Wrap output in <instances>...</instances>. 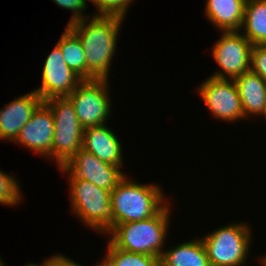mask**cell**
Listing matches in <instances>:
<instances>
[{"label": "cell", "instance_id": "22", "mask_svg": "<svg viewBox=\"0 0 266 266\" xmlns=\"http://www.w3.org/2000/svg\"><path fill=\"white\" fill-rule=\"evenodd\" d=\"M93 3L96 11L93 16L118 17L127 19L126 14L129 7L131 8L135 0H87ZM131 5V6H130Z\"/></svg>", "mask_w": 266, "mask_h": 266}, {"label": "cell", "instance_id": "6", "mask_svg": "<svg viewBox=\"0 0 266 266\" xmlns=\"http://www.w3.org/2000/svg\"><path fill=\"white\" fill-rule=\"evenodd\" d=\"M44 103L50 108L54 120L52 162L63 166L82 148L83 127L68 97L50 98Z\"/></svg>", "mask_w": 266, "mask_h": 266}, {"label": "cell", "instance_id": "27", "mask_svg": "<svg viewBox=\"0 0 266 266\" xmlns=\"http://www.w3.org/2000/svg\"><path fill=\"white\" fill-rule=\"evenodd\" d=\"M258 260H259V265L261 264L262 266H266V258L263 256V255H261V256H258Z\"/></svg>", "mask_w": 266, "mask_h": 266}, {"label": "cell", "instance_id": "30", "mask_svg": "<svg viewBox=\"0 0 266 266\" xmlns=\"http://www.w3.org/2000/svg\"><path fill=\"white\" fill-rule=\"evenodd\" d=\"M45 266H48L47 258H45Z\"/></svg>", "mask_w": 266, "mask_h": 266}, {"label": "cell", "instance_id": "8", "mask_svg": "<svg viewBox=\"0 0 266 266\" xmlns=\"http://www.w3.org/2000/svg\"><path fill=\"white\" fill-rule=\"evenodd\" d=\"M196 89L198 96L214 119L230 124L246 120L234 79L208 76Z\"/></svg>", "mask_w": 266, "mask_h": 266}, {"label": "cell", "instance_id": "2", "mask_svg": "<svg viewBox=\"0 0 266 266\" xmlns=\"http://www.w3.org/2000/svg\"><path fill=\"white\" fill-rule=\"evenodd\" d=\"M164 193L159 183H138L126 174L110 192L113 228L155 216L169 202Z\"/></svg>", "mask_w": 266, "mask_h": 266}, {"label": "cell", "instance_id": "12", "mask_svg": "<svg viewBox=\"0 0 266 266\" xmlns=\"http://www.w3.org/2000/svg\"><path fill=\"white\" fill-rule=\"evenodd\" d=\"M54 120L50 108L42 102L32 113L30 120L21 128L17 138L12 143L30 149L46 160L52 161V141Z\"/></svg>", "mask_w": 266, "mask_h": 266}, {"label": "cell", "instance_id": "23", "mask_svg": "<svg viewBox=\"0 0 266 266\" xmlns=\"http://www.w3.org/2000/svg\"><path fill=\"white\" fill-rule=\"evenodd\" d=\"M54 4L63 9L70 10L72 12L70 20L67 21V25L73 22L82 20L84 18L93 16V14H86L88 8L87 0H52Z\"/></svg>", "mask_w": 266, "mask_h": 266}, {"label": "cell", "instance_id": "4", "mask_svg": "<svg viewBox=\"0 0 266 266\" xmlns=\"http://www.w3.org/2000/svg\"><path fill=\"white\" fill-rule=\"evenodd\" d=\"M71 213L86 226L106 236L113 229L110 191L80 178H67Z\"/></svg>", "mask_w": 266, "mask_h": 266}, {"label": "cell", "instance_id": "25", "mask_svg": "<svg viewBox=\"0 0 266 266\" xmlns=\"http://www.w3.org/2000/svg\"><path fill=\"white\" fill-rule=\"evenodd\" d=\"M48 266H84L77 262V260H73L65 254H60L59 252L54 253L52 256L47 258ZM94 266H99V263L96 262Z\"/></svg>", "mask_w": 266, "mask_h": 266}, {"label": "cell", "instance_id": "9", "mask_svg": "<svg viewBox=\"0 0 266 266\" xmlns=\"http://www.w3.org/2000/svg\"><path fill=\"white\" fill-rule=\"evenodd\" d=\"M221 36L212 46L211 56L219 70L211 77L235 79L250 70L251 49L253 45L240 31H219ZM229 77V78H228Z\"/></svg>", "mask_w": 266, "mask_h": 266}, {"label": "cell", "instance_id": "21", "mask_svg": "<svg viewBox=\"0 0 266 266\" xmlns=\"http://www.w3.org/2000/svg\"><path fill=\"white\" fill-rule=\"evenodd\" d=\"M23 197L22 188L14 171L10 174L0 169V205L17 206Z\"/></svg>", "mask_w": 266, "mask_h": 266}, {"label": "cell", "instance_id": "13", "mask_svg": "<svg viewBox=\"0 0 266 266\" xmlns=\"http://www.w3.org/2000/svg\"><path fill=\"white\" fill-rule=\"evenodd\" d=\"M42 102L41 97L34 90H31L6 103L0 109V141L12 143Z\"/></svg>", "mask_w": 266, "mask_h": 266}, {"label": "cell", "instance_id": "29", "mask_svg": "<svg viewBox=\"0 0 266 266\" xmlns=\"http://www.w3.org/2000/svg\"><path fill=\"white\" fill-rule=\"evenodd\" d=\"M1 257V256H0ZM6 263H4V261L2 260V257L0 258V266H6Z\"/></svg>", "mask_w": 266, "mask_h": 266}, {"label": "cell", "instance_id": "3", "mask_svg": "<svg viewBox=\"0 0 266 266\" xmlns=\"http://www.w3.org/2000/svg\"><path fill=\"white\" fill-rule=\"evenodd\" d=\"M170 201L155 215L145 220L116 225L106 236L118 249L161 257L171 221Z\"/></svg>", "mask_w": 266, "mask_h": 266}, {"label": "cell", "instance_id": "26", "mask_svg": "<svg viewBox=\"0 0 266 266\" xmlns=\"http://www.w3.org/2000/svg\"><path fill=\"white\" fill-rule=\"evenodd\" d=\"M42 263L40 262L39 264L33 262V263H26L24 266H45V259H43Z\"/></svg>", "mask_w": 266, "mask_h": 266}, {"label": "cell", "instance_id": "11", "mask_svg": "<svg viewBox=\"0 0 266 266\" xmlns=\"http://www.w3.org/2000/svg\"><path fill=\"white\" fill-rule=\"evenodd\" d=\"M42 67V83L34 91L43 102L54 97H67L83 81L67 66L57 44L44 59Z\"/></svg>", "mask_w": 266, "mask_h": 266}, {"label": "cell", "instance_id": "28", "mask_svg": "<svg viewBox=\"0 0 266 266\" xmlns=\"http://www.w3.org/2000/svg\"><path fill=\"white\" fill-rule=\"evenodd\" d=\"M260 117H262V119L264 118L263 120H265L266 122V107H265L263 114Z\"/></svg>", "mask_w": 266, "mask_h": 266}, {"label": "cell", "instance_id": "17", "mask_svg": "<svg viewBox=\"0 0 266 266\" xmlns=\"http://www.w3.org/2000/svg\"><path fill=\"white\" fill-rule=\"evenodd\" d=\"M180 243L164 249L160 257L161 266H210L200 236Z\"/></svg>", "mask_w": 266, "mask_h": 266}, {"label": "cell", "instance_id": "24", "mask_svg": "<svg viewBox=\"0 0 266 266\" xmlns=\"http://www.w3.org/2000/svg\"><path fill=\"white\" fill-rule=\"evenodd\" d=\"M250 70L266 80V45L252 47Z\"/></svg>", "mask_w": 266, "mask_h": 266}, {"label": "cell", "instance_id": "7", "mask_svg": "<svg viewBox=\"0 0 266 266\" xmlns=\"http://www.w3.org/2000/svg\"><path fill=\"white\" fill-rule=\"evenodd\" d=\"M108 79L83 80L67 97L83 129L108 124L113 112Z\"/></svg>", "mask_w": 266, "mask_h": 266}, {"label": "cell", "instance_id": "10", "mask_svg": "<svg viewBox=\"0 0 266 266\" xmlns=\"http://www.w3.org/2000/svg\"><path fill=\"white\" fill-rule=\"evenodd\" d=\"M59 170L68 178L84 179L110 192L128 174L120 167L103 162L82 148L59 167Z\"/></svg>", "mask_w": 266, "mask_h": 266}, {"label": "cell", "instance_id": "16", "mask_svg": "<svg viewBox=\"0 0 266 266\" xmlns=\"http://www.w3.org/2000/svg\"><path fill=\"white\" fill-rule=\"evenodd\" d=\"M246 0H206V20L218 31H240Z\"/></svg>", "mask_w": 266, "mask_h": 266}, {"label": "cell", "instance_id": "5", "mask_svg": "<svg viewBox=\"0 0 266 266\" xmlns=\"http://www.w3.org/2000/svg\"><path fill=\"white\" fill-rule=\"evenodd\" d=\"M248 222H230L200 236L210 266H245L254 240Z\"/></svg>", "mask_w": 266, "mask_h": 266}, {"label": "cell", "instance_id": "18", "mask_svg": "<svg viewBox=\"0 0 266 266\" xmlns=\"http://www.w3.org/2000/svg\"><path fill=\"white\" fill-rule=\"evenodd\" d=\"M240 32L254 45H266V0H246Z\"/></svg>", "mask_w": 266, "mask_h": 266}, {"label": "cell", "instance_id": "19", "mask_svg": "<svg viewBox=\"0 0 266 266\" xmlns=\"http://www.w3.org/2000/svg\"><path fill=\"white\" fill-rule=\"evenodd\" d=\"M57 45L60 47L63 59L67 66L87 80V63L82 43L78 36L66 25Z\"/></svg>", "mask_w": 266, "mask_h": 266}, {"label": "cell", "instance_id": "14", "mask_svg": "<svg viewBox=\"0 0 266 266\" xmlns=\"http://www.w3.org/2000/svg\"><path fill=\"white\" fill-rule=\"evenodd\" d=\"M121 139L108 124L83 130L82 149L90 152L99 160L124 170L125 160Z\"/></svg>", "mask_w": 266, "mask_h": 266}, {"label": "cell", "instance_id": "15", "mask_svg": "<svg viewBox=\"0 0 266 266\" xmlns=\"http://www.w3.org/2000/svg\"><path fill=\"white\" fill-rule=\"evenodd\" d=\"M241 105L244 112V118L255 119L260 117L266 107V80L251 70L244 72L234 79Z\"/></svg>", "mask_w": 266, "mask_h": 266}, {"label": "cell", "instance_id": "1", "mask_svg": "<svg viewBox=\"0 0 266 266\" xmlns=\"http://www.w3.org/2000/svg\"><path fill=\"white\" fill-rule=\"evenodd\" d=\"M123 20L118 17L90 16L67 25L82 43L87 80L110 79L111 63H114L117 53Z\"/></svg>", "mask_w": 266, "mask_h": 266}, {"label": "cell", "instance_id": "20", "mask_svg": "<svg viewBox=\"0 0 266 266\" xmlns=\"http://www.w3.org/2000/svg\"><path fill=\"white\" fill-rule=\"evenodd\" d=\"M106 242L105 257L100 259L99 266H161L160 257L128 252L116 248L108 239Z\"/></svg>", "mask_w": 266, "mask_h": 266}]
</instances>
